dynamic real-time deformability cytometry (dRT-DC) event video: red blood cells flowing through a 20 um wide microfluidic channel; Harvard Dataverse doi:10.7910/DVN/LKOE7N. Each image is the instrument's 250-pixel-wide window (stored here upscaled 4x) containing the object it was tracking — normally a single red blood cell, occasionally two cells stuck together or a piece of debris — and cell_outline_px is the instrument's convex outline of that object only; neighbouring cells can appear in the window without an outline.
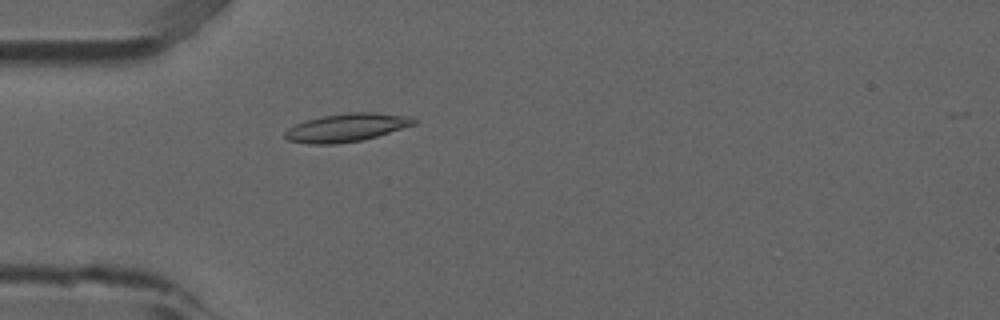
{"species": "common noctule bat (a hibernating species)", "species_latin": "Nyctalus noctula", "temperature_condition": "room temperature", "stored_images_in_passage": 4, "camera_frame_rate_fps": 3000, "um_per_image_px": 0.085, "animal": {"sex": "male", "forearm_length_mm": 52.5}, "frame": {"image": 1, "passage_image": 4, "time_ms": 1.0, "image_size_px": [1000, 320], "cell_outline_px": [[416, 124], [376, 136], [360, 140], [336, 144], [308, 144], [288, 140], [284, 136], [284, 132], [288, 128], [296, 124], [308, 120], [324, 116], [348, 112], [376, 112], [408, 116], [416, 120]], "centroid_in_image_um": [29.45, 10.84], "position_along_channel_um": 55.6, "area_um2": 20.92}}